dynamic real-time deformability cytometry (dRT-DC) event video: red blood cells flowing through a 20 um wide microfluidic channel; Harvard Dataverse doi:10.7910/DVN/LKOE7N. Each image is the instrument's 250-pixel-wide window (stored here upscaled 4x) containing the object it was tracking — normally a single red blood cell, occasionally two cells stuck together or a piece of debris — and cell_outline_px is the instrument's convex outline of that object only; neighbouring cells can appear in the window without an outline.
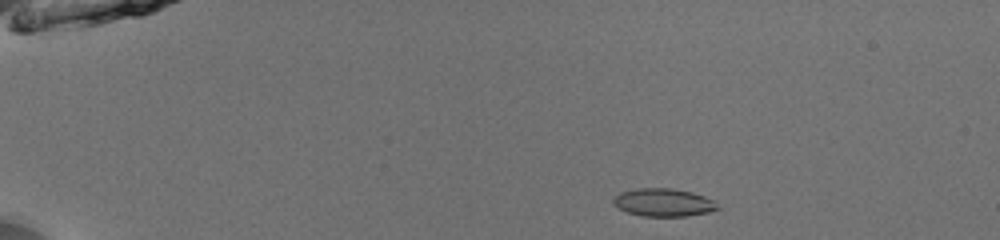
{"species": "common noctule bat (a hibernating species)", "species_latin": "Nyctalus noctula", "temperature_condition": "room temperature", "stored_images_in_passage": 43, "camera_frame_rate_fps": 3000, "um_per_image_px": 0.085, "animal": {"sex": "male", "body_mass_g": 13.0, "forearm_length_mm": 53.1}, "frame": {"image": 1, "passage_image": 1, "time_ms": 0.0, "image_size_px": [1000, 240], "cell_outline_px": [[720, 208], [708, 212], [688, 216], [644, 216], [628, 212], [612, 204], [612, 200], [620, 192], [636, 188], [672, 188], [692, 192], [716, 200]], "centroid_in_image_um": [56.43, 17.2], "position_along_channel_um": 28.6, "area_um2": 17.05}}
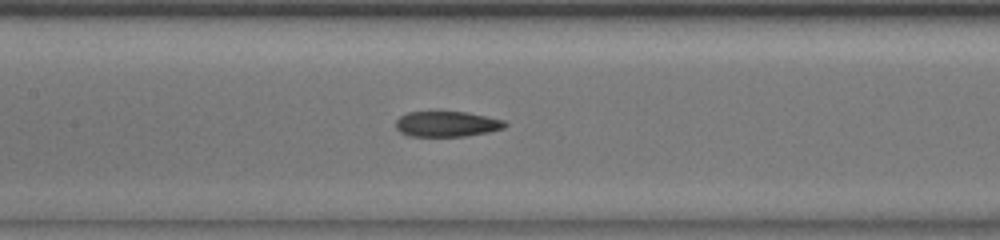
{"frame": {"image": 2, "passage_image": 18, "time_ms": 5.667, "image_size_px": [1000, 240], "cell_outline_px": [[508, 124], [504, 128], [488, 132], [464, 136], [408, 136], [400, 132], [396, 128], [396, 120], [400, 116], [408, 112], [436, 108], [464, 112], [504, 120]], "centroid_in_image_um": [37.92, 10.49], "position_along_channel_um": 169.5, "area_um2": 16.88}}
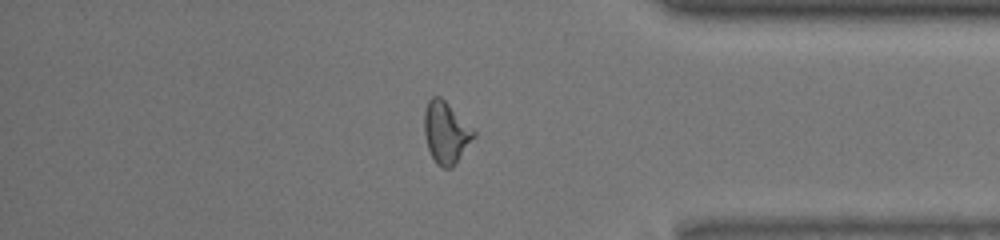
{"frame": {"image": 3, "passage_image": 36, "time_ms": 11.667, "image_size_px": [1000, 240], "cell_outline_px": [[476, 136], [456, 164], [452, 168], [444, 168], [436, 164], [428, 148], [424, 132], [424, 112], [428, 100], [432, 96], [440, 96], [476, 132]], "centroid_in_image_um": [37.91, 11.29], "position_along_channel_um": 397.3, "area_um2": 17.74}, "authors_computed_cell_mechanics": {"area_um2": 17.1666, "velocity_mm_per_s": 4.009, "shape_relaxation_time_tau1_ms": 6.0084, "shape_relaxation_time_tau2_ms": 4.2504, "deformation_change_tau1": 0.187, "deformation_change_tau2": 0.0812}}